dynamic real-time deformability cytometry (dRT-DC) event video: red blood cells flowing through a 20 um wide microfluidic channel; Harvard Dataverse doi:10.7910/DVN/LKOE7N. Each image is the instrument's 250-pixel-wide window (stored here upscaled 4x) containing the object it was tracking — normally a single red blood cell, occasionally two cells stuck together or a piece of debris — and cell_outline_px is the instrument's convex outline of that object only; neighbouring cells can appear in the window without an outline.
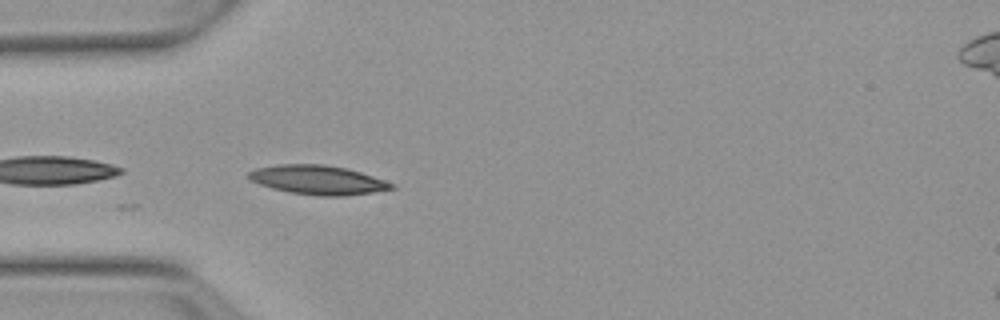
{"species": "Egyptian fruit bat (a non-hibernating species)", "species_latin": "Rousettus aegyptiacus", "temperature_condition": "warm", "stored_images_in_passage": 5, "camera_frame_rate_fps": 3000, "um_per_image_px": 0.085, "animal": {"sex": "female"}, "frame": {"image": 1, "passage_image": 1, "time_ms": 0.0, "image_size_px": [1000, 320], "cell_outline_px": [[396, 188], [372, 192], [340, 196], [320, 196], [292, 192], [272, 188], [260, 184], [244, 176], [248, 172], [256, 168], [276, 164], [324, 164], [348, 168], [396, 184]], "centroid_in_image_um": [27.01, 15.28], "position_along_channel_um": 58.0, "area_um2": 24.22}}